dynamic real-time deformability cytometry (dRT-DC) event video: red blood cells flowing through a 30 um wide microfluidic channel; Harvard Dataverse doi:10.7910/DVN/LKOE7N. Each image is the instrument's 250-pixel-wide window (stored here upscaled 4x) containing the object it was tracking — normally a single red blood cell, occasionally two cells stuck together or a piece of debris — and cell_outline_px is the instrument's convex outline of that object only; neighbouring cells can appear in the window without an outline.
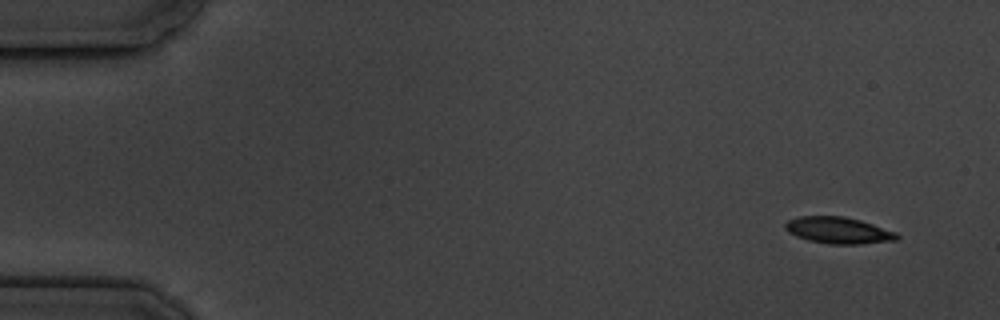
{"species": "common noctule bat (a hibernating species)", "species_latin": "Nyctalus noctula", "temperature_condition": "cold", "stored_images_in_passage": 6, "camera_frame_rate_fps": 3000, "um_per_image_px": 0.085, "animal": {"sex": "male", "body_mass_g": 19.5, "forearm_length_mm": 54.6}, "frame": {"image": 1, "passage_image": 1, "time_ms": 0.0, "image_size_px": [1000, 320], "cell_outline_px": [[900, 240], [860, 244], [828, 244], [808, 240], [796, 236], [788, 232], [784, 228], [784, 224], [788, 220], [800, 216], [844, 216], [860, 220], [896, 232], [900, 236]], "centroid_in_image_um": [71.27, 19.58], "position_along_channel_um": 13.7, "area_um2": 17.4}}
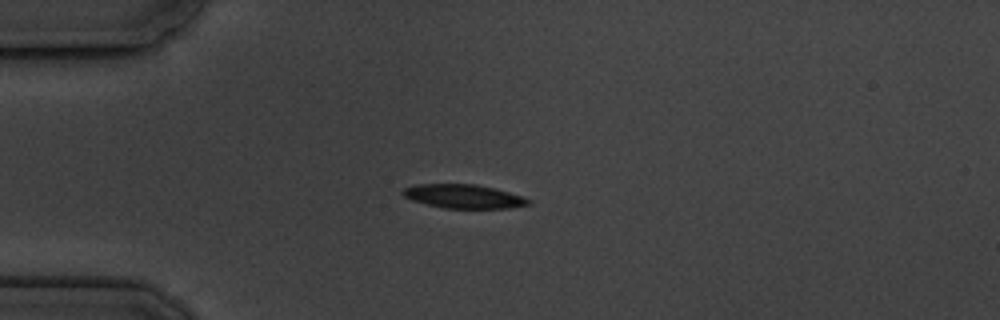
{"frame": {"image": 2, "passage_image": 4, "time_ms": 3.667, "image_size_px": [1000, 320], "cell_outline_px": [[532, 204], [508, 208], [444, 208], [412, 200], [404, 196], [400, 192], [404, 188], [416, 184], [476, 184], [524, 196], [532, 200]], "centroid_in_image_um": [39.43, 16.69], "position_along_channel_um": 45.6, "area_um2": 17.4}}